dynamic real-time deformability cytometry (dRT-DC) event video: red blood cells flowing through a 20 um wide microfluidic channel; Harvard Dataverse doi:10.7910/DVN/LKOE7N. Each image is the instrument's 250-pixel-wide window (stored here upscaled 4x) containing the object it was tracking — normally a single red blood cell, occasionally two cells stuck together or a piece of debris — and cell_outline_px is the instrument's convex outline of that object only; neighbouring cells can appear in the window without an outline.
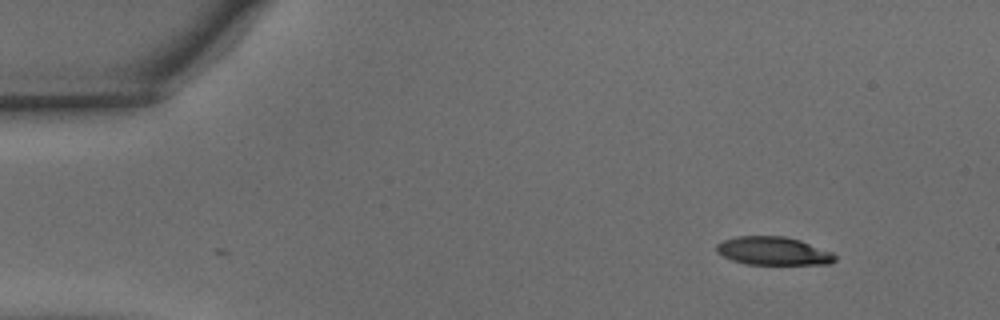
{"species": "common noctule bat (a hibernating species)", "species_latin": "Nyctalus noctula", "temperature_condition": "warm", "stored_images_in_passage": 2, "camera_frame_rate_fps": 3000, "um_per_image_px": 0.085, "animal": {"sex": "male", "body_mass_g": 15.6}, "frame": {"image": 1, "passage_image": 2, "time_ms": 0.333, "image_size_px": [1000, 320], "cell_outline_px": [[836, 260], [828, 264], [748, 264], [732, 260], [716, 252], [716, 244], [724, 240], [736, 236], [784, 236], [800, 240], [832, 252], [836, 256]], "centroid_in_image_um": [65.72, 21.33], "position_along_channel_um": 19.3, "area_um2": 19.42}}